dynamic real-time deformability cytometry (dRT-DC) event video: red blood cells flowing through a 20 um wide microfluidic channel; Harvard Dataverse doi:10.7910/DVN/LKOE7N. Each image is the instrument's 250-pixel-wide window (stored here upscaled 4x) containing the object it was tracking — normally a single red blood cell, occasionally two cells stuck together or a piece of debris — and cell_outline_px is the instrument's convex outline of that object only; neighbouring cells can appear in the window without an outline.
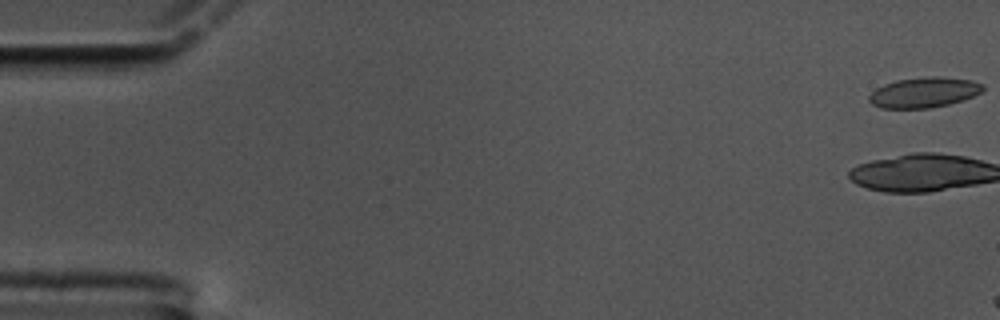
{"species": "common noctule bat (a hibernating species)", "species_latin": "Nyctalus noctula", "temperature_condition": "cold", "stored_images_in_passage": 8, "camera_frame_rate_fps": 3000, "um_per_image_px": 0.085, "animal": {"sex": "male", "body_mass_g": 17.5, "forearm_length_mm": 52.3}, "frame": {"image": 1, "passage_image": 1, "time_ms": 0.0, "image_size_px": [1000, 320], "cell_outline_px": [[984, 88], [980, 92], [964, 100], [932, 108], [880, 108], [872, 104], [868, 100], [868, 96], [876, 88], [884, 84], [896, 80], [928, 76], [940, 76], [972, 80], [984, 84]], "centroid_in_image_um": [78.53, 7.85], "position_along_channel_um": 6.5, "area_um2": 20.23}}